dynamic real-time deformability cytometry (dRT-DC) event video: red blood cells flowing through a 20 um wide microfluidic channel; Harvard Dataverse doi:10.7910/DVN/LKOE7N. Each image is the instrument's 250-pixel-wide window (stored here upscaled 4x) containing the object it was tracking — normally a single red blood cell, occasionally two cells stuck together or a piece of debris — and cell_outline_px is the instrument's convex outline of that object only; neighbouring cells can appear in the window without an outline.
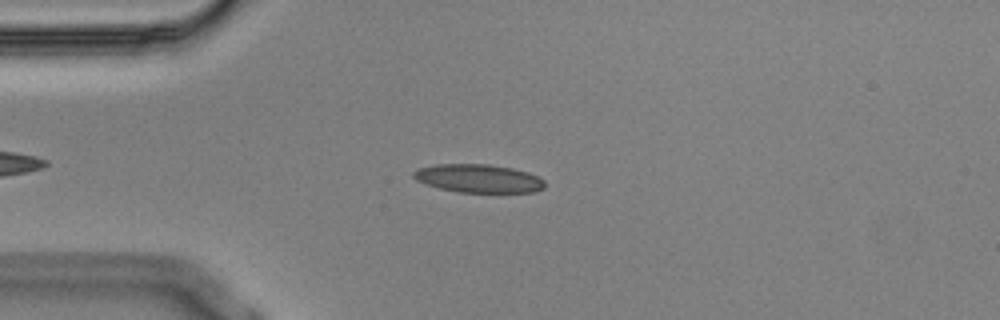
{"species": "Egyptian fruit bat (a non-hibernating species)", "species_latin": "Rousettus aegyptiacus", "temperature_condition": "cold", "stored_images_in_passage": 15, "camera_frame_rate_fps": 3000, "um_per_image_px": 0.085, "animal": {"sex": "male"}, "frame": {"image": 1, "passage_image": 5, "time_ms": 1.333, "image_size_px": [1000, 320], "cell_outline_px": [[544, 188], [536, 192], [460, 192], [440, 188], [424, 184], [416, 180], [412, 176], [412, 172], [416, 168], [436, 164], [488, 164], [512, 168], [528, 172], [544, 180]], "centroid_in_image_um": [40.63, 15.16], "position_along_channel_um": 44.4, "area_um2": 21.73}}
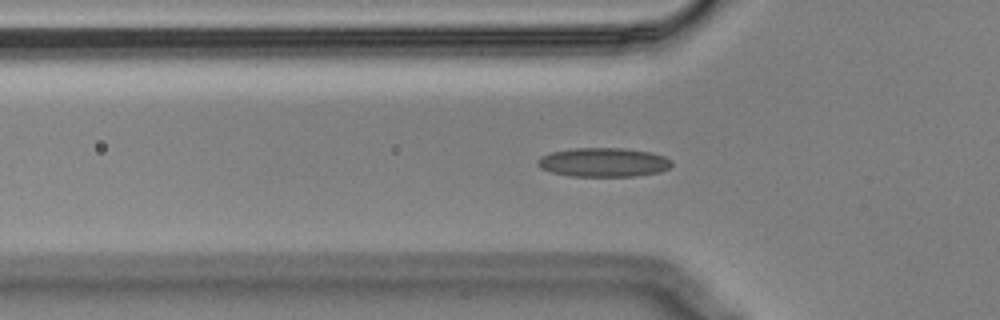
{"frame": {"image": 2, "passage_image": 9, "time_ms": 2.667, "image_size_px": [1000, 320], "cell_outline_px": [[672, 164], [668, 168], [660, 172], [636, 176], [572, 176], [552, 172], [540, 168], [536, 164], [536, 160], [540, 156], [552, 152], [572, 148], [624, 148], [652, 152], [664, 156], [672, 160]], "centroid_in_image_um": [51.29, 13.79], "position_along_channel_um": 74.5, "area_um2": 22.83}}
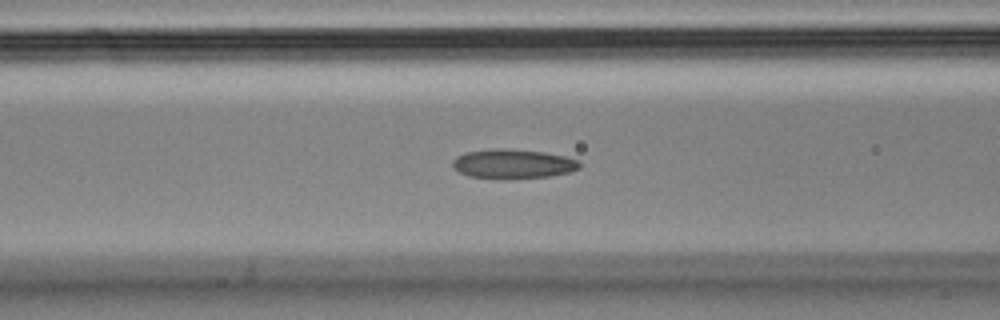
{"frame": {"image": 3, "passage_image": 13, "time_ms": 4.0, "image_size_px": [1000, 320], "cell_outline_px": [[580, 168], [568, 172], [552, 176], [500, 180], [468, 176], [452, 168], [452, 160], [456, 156], [464, 152], [496, 148], [504, 148], [544, 152], [564, 156], [580, 160]], "centroid_in_image_um": [43.57, 13.94], "position_along_channel_um": 123.0, "area_um2": 22.2}}